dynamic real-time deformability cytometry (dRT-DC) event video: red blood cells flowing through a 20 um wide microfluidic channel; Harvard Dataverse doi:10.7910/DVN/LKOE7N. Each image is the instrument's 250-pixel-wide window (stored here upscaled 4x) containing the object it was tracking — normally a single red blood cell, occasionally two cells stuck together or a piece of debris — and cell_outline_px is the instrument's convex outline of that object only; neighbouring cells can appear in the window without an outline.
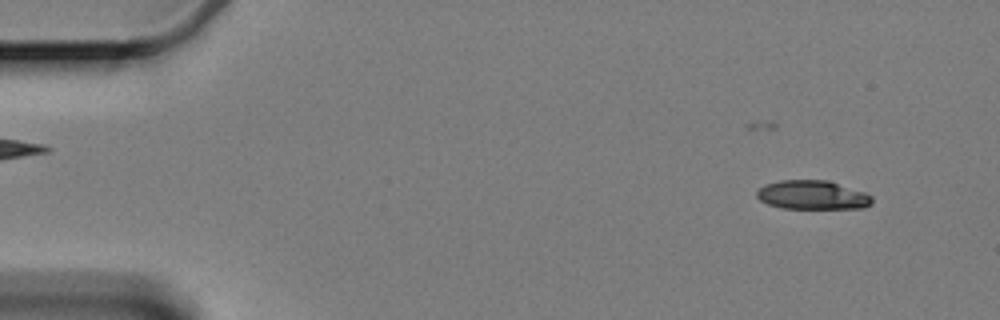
{"species": "Egyptian fruit bat (a non-hibernating species)", "species_latin": "Rousettus aegyptiacus", "temperature_condition": "cold", "stored_images_in_passage": 59, "camera_frame_rate_fps": 3000, "um_per_image_px": 0.085, "animal": {"sex": "female"}, "frame": {"image": 1, "passage_image": 5, "time_ms": 1.333, "image_size_px": [1000, 320], "cell_outline_px": [[872, 204], [864, 208], [780, 208], [768, 204], [760, 200], [756, 196], [756, 192], [760, 188], [768, 184], [780, 180], [828, 180], [864, 192], [872, 196]], "centroid_in_image_um": [69.07, 16.58], "position_along_channel_um": 15.9, "area_um2": 19.36}}
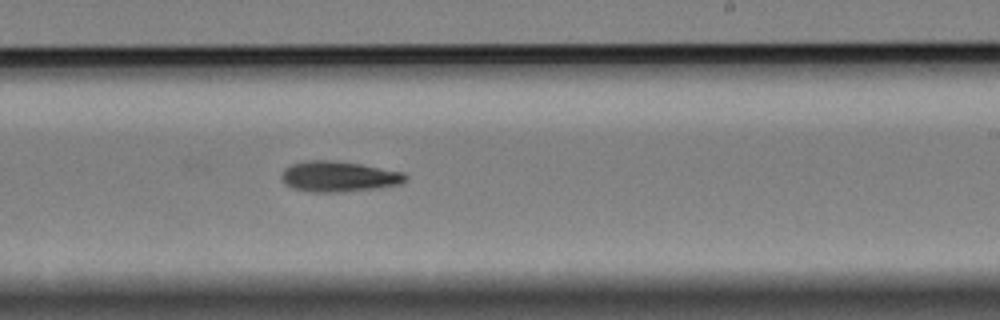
{"frame": {"image": 2, "passage_image": 36, "time_ms": 11.667, "image_size_px": [1000, 320], "cell_outline_px": [[408, 180], [400, 184], [380, 188], [344, 192], [312, 192], [292, 188], [284, 184], [280, 176], [284, 168], [292, 164], [308, 160], [332, 160], [360, 164], [404, 172], [408, 176]], "centroid_in_image_um": [28.8, 15.01], "position_along_channel_um": 260.2, "area_um2": 22.37}}
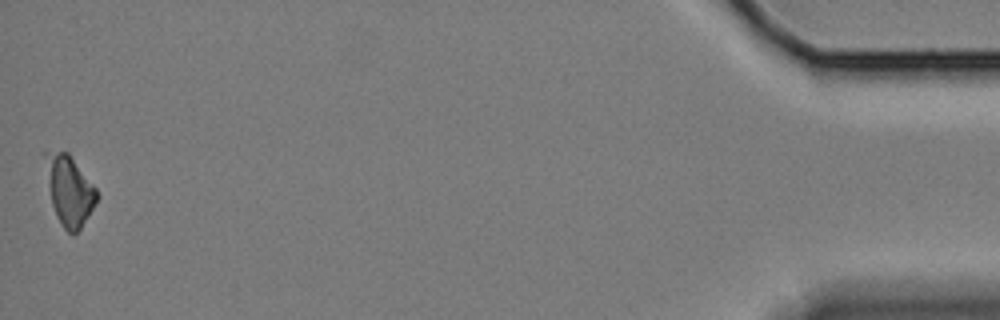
{"frame": {"image": 3, "passage_image": 59, "time_ms": 19.333, "image_size_px": [1000, 320], "cell_outline_px": [[100, 196], [96, 204], [80, 228], [72, 236], [64, 228], [56, 216], [52, 204], [52, 156], [56, 152], [68, 152], [96, 188]], "centroid_in_image_um": [6.08, 16.37], "position_along_channel_um": 429.1, "area_um2": 18.9}, "authors_computed_cell_mechanics": {"area_um2": 20.6346, "velocity_mm_per_s": 3.3628, "shape_relaxation_time_tau1_ms": 4.776, "shape_relaxation_time_tau2_ms": null, "deformation_change_tau1": 0.1233, "deformation_change_tau2": null}}